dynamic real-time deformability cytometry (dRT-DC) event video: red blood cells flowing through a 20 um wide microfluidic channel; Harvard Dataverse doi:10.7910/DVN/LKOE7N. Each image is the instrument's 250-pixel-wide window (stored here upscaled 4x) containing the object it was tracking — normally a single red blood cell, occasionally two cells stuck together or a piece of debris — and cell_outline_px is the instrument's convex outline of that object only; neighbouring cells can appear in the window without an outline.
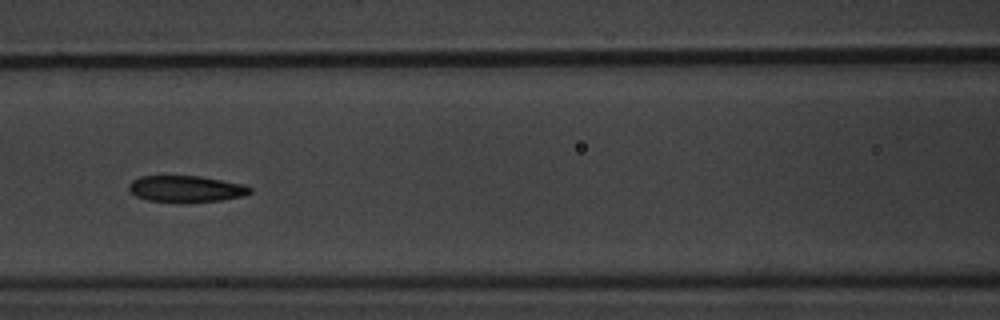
{"species": "common noctule bat (a hibernating species)", "species_latin": "Nyctalus noctula", "temperature_condition": "warm", "stored_images_in_passage": 9, "camera_frame_rate_fps": 3000, "um_per_image_px": 0.085, "animal": {"sex": "male", "body_mass_g": 20.1, "forearm_length_mm": 53.5}, "frame": {"image": 1, "passage_image": 7, "time_ms": 8.0, "image_size_px": [1000, 320], "cell_outline_px": [[252, 192], [244, 196], [224, 200], [180, 204], [148, 200], [136, 196], [128, 192], [128, 184], [132, 180], [140, 176], [200, 176], [244, 184], [252, 188]], "centroid_in_image_um": [15.8, 16.08], "position_along_channel_um": 150.8, "area_um2": 19.31}}
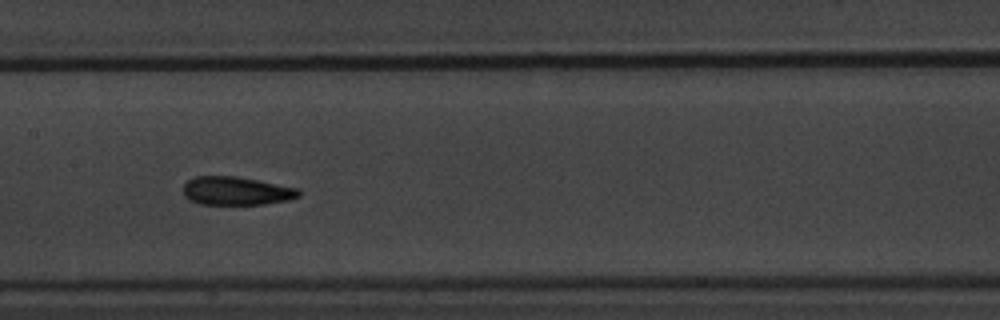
{"frame": {"image": 2, "passage_image": 8, "time_ms": 9.0, "image_size_px": [1000, 320], "cell_outline_px": [[300, 196], [288, 200], [264, 204], [200, 204], [188, 200], [184, 196], [184, 184], [188, 180], [196, 176], [236, 176], [300, 188]], "centroid_in_image_um": [20.09, 16.23], "position_along_channel_um": 187.3, "area_um2": 19.19}}